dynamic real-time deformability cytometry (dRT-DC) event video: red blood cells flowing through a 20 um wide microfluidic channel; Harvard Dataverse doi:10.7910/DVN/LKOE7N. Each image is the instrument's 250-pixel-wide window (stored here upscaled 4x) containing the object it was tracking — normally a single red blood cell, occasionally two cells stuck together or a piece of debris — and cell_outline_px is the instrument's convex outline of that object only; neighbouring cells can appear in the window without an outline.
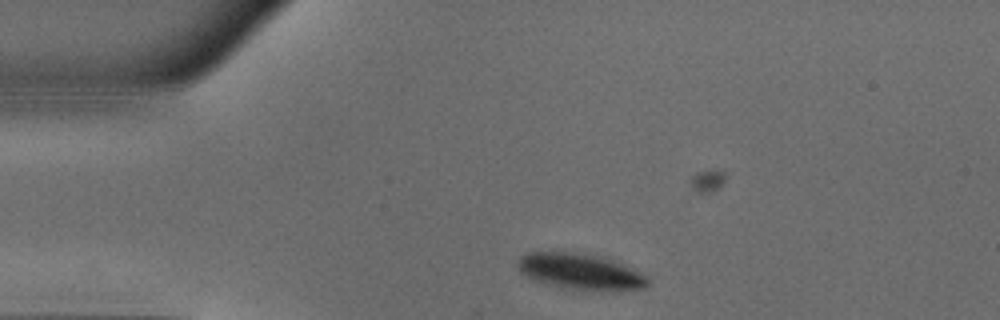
{"species": "common noctule bat (a hibernating species)", "species_latin": "Nyctalus noctula", "temperature_condition": "warm", "stored_images_in_passage": 34, "camera_frame_rate_fps": 3000, "um_per_image_px": 0.085, "animal": {"sex": "male", "body_mass_g": 18.8}, "frame": {"image": 1, "passage_image": 5, "time_ms": 1.333, "image_size_px": [1000, 320], "cell_outline_px": [[648, 284], [644, 288], [612, 292], [568, 288], [548, 284], [536, 280], [520, 272], [516, 264], [516, 260], [520, 256], [528, 252], [572, 252], [592, 256], [608, 260], [644, 276], [648, 280]], "centroid_in_image_um": [49.24, 23.11], "position_along_channel_um": 35.8, "area_um2": 26.41}}
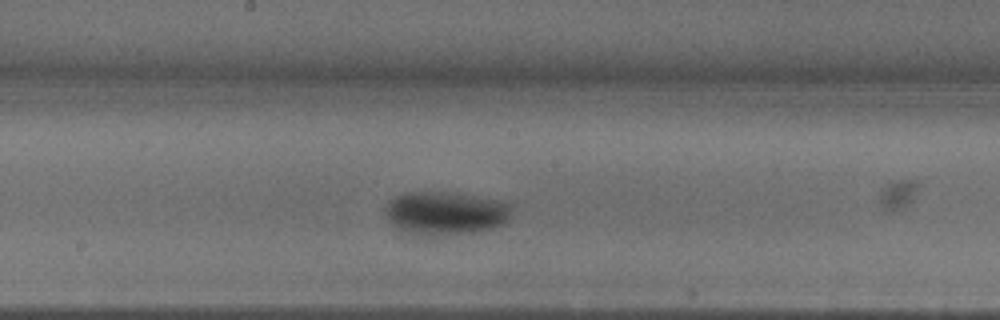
{"frame": {"image": 2, "passage_image": 21, "time_ms": 6.667, "image_size_px": [1000, 320], "cell_outline_px": [[512, 208], [504, 224], [496, 228], [476, 232], [440, 236], [416, 236], [392, 224], [388, 220], [384, 208], [388, 200], [396, 196], [408, 192], [440, 192], [496, 200], [512, 204]], "centroid_in_image_um": [37.83, 18.15], "position_along_channel_um": 210.4, "area_um2": 31.85}}
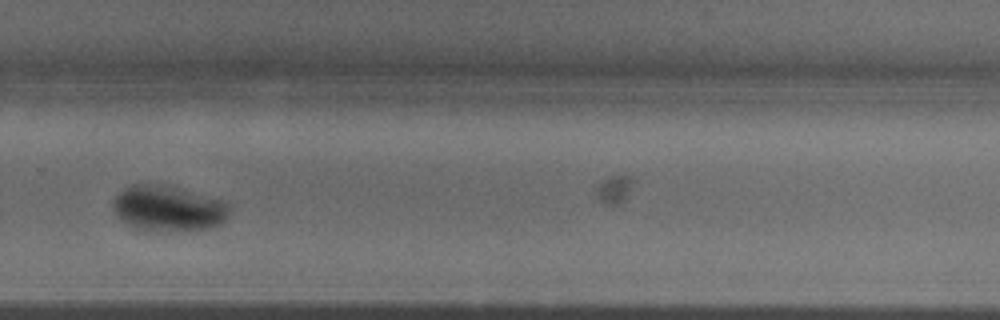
{"frame": {"image": 3, "passage_image": 29, "time_ms": 9.333, "image_size_px": [1000, 320], "cell_outline_px": [[232, 204], [228, 216], [220, 224], [208, 228], [140, 228], [116, 216], [112, 208], [112, 200], [124, 188], [132, 184], [160, 184], [224, 200]], "centroid_in_image_um": [14.32, 17.65], "position_along_channel_um": 315.5, "area_um2": 29.77}}